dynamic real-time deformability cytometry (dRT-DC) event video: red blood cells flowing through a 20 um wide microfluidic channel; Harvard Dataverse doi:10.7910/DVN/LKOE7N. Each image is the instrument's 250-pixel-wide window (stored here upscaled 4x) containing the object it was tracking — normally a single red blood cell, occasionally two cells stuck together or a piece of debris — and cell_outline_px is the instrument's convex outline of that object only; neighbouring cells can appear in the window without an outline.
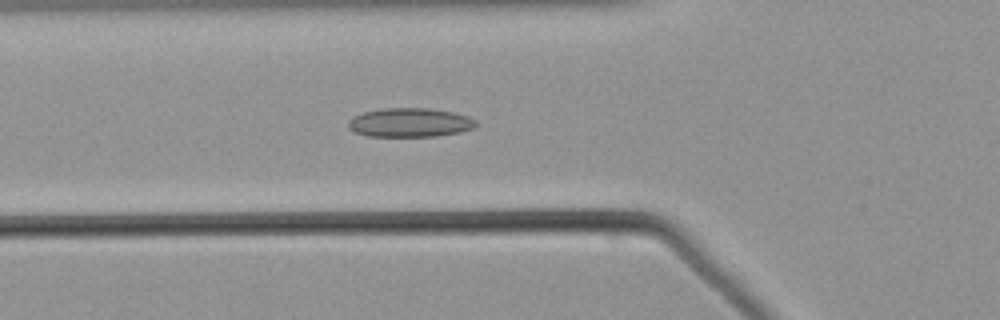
{"species": "common noctule bat (a hibernating species)", "species_latin": "Nyctalus noctula", "temperature_condition": "warm", "stored_images_in_passage": 44, "camera_frame_rate_fps": 3000, "um_per_image_px": 0.085, "animal": {"sex": "male", "body_mass_g": 21.5, "forearm_length_mm": 52.0}, "frame": {"image": 1, "passage_image": 10, "time_ms": 3.0, "image_size_px": [1000, 320], "cell_outline_px": [[476, 128], [460, 132], [436, 136], [368, 136], [356, 132], [348, 128], [348, 120], [352, 116], [364, 112], [380, 108], [428, 108], [452, 112], [468, 116], [476, 120]], "centroid_in_image_um": [34.84, 10.41], "position_along_channel_um": 91.0, "area_um2": 21.68}}
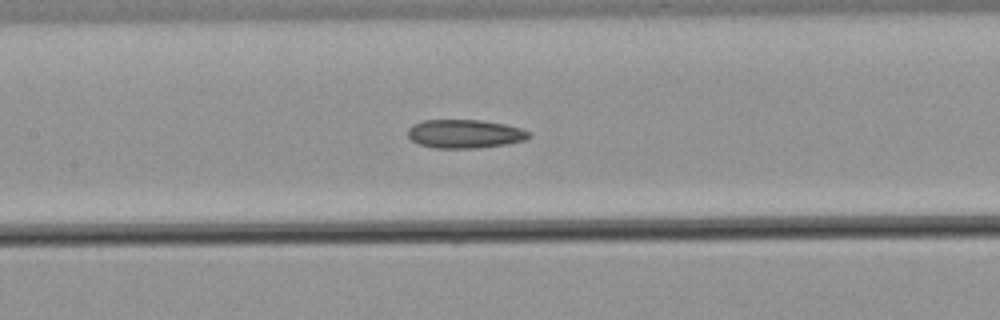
{"frame": {"image": 2, "passage_image": 16, "time_ms": 5.0, "image_size_px": [1000, 320], "cell_outline_px": [[532, 136], [524, 140], [504, 144], [476, 148], [436, 148], [420, 144], [412, 140], [408, 136], [408, 128], [412, 124], [424, 120], [480, 120], [504, 124], [520, 128], [528, 132]], "centroid_in_image_um": [39.48, 11.37], "position_along_channel_um": 167.9, "area_um2": 20.0}}
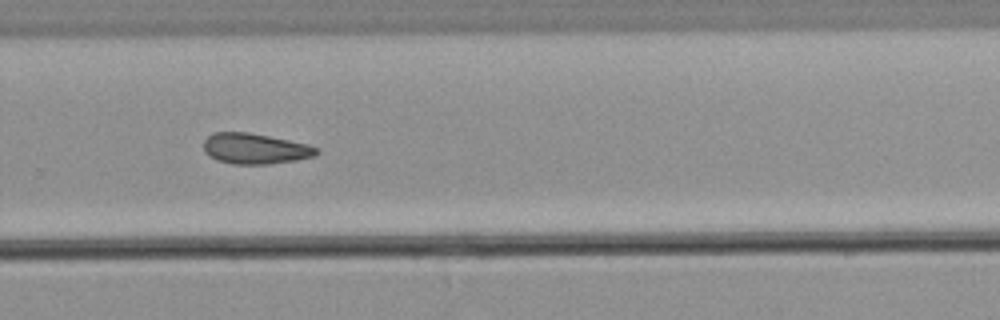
{"frame": {"image": 3, "passage_image": 27, "time_ms": 8.667, "image_size_px": [1000, 320], "cell_outline_px": [[320, 152], [316, 156], [296, 160], [268, 164], [232, 164], [216, 160], [204, 152], [204, 140], [212, 132], [248, 132], [308, 144], [320, 148]], "centroid_in_image_um": [21.69, 12.64], "position_along_channel_um": 308.1, "area_um2": 20.29}}